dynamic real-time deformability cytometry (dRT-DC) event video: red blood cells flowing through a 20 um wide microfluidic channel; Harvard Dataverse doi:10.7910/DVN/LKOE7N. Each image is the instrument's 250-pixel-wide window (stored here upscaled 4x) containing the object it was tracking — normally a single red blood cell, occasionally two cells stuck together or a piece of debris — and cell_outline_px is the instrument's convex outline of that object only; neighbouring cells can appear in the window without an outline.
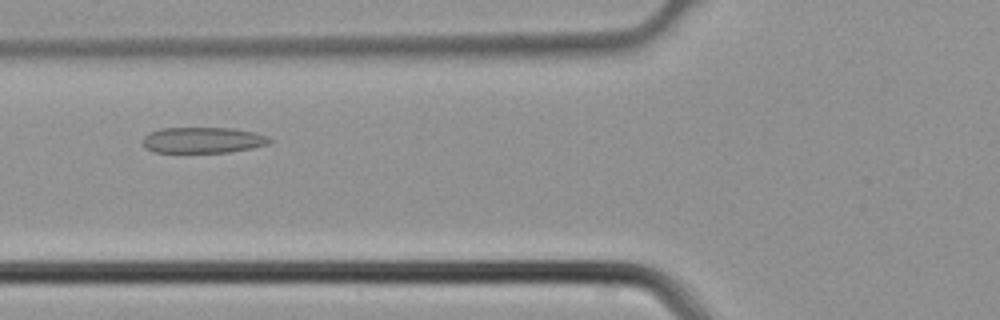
{"species": "common noctule bat (a hibernating species)", "species_latin": "Nyctalus noctula", "temperature_condition": "cold", "stored_images_in_passage": 3, "camera_frame_rate_fps": 3000, "um_per_image_px": 0.085, "animal": {"sex": "male", "body_mass_g": 21.5, "forearm_length_mm": 52.0}, "frame": {"image": 1, "passage_image": 3, "time_ms": 0.667, "image_size_px": [1000, 320], "cell_outline_px": [[272, 140], [268, 144], [252, 148], [232, 152], [152, 152], [144, 148], [144, 136], [148, 132], [160, 128], [232, 128], [256, 132], [268, 136]], "centroid_in_image_um": [17.25, 11.91], "position_along_channel_um": 108.6, "area_um2": 19.31}}